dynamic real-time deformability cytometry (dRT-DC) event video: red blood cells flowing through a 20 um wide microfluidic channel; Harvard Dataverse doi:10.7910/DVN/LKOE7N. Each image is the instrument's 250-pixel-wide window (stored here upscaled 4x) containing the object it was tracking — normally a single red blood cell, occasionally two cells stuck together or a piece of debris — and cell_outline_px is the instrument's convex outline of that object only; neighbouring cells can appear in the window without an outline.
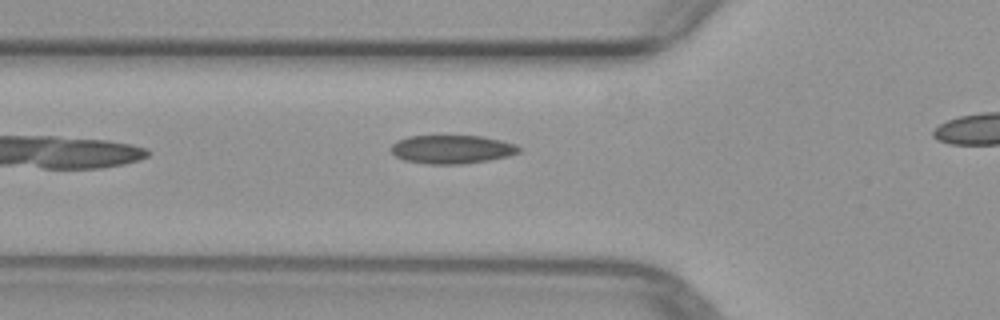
{"species": "common noctule bat (a hibernating species)", "species_latin": "Nyctalus noctula", "temperature_condition": "warm", "stored_images_in_passage": 5, "segment_of_instrument_passage": [1, 2], "camera_frame_rate_fps": 3000, "um_per_image_px": 0.085, "animal": {"sex": "female", "body_mass_g": 29.2, "forearm_length_mm": 56.3}, "frame": {"image": 1, "passage_image": 4, "time_ms": 3.667, "image_size_px": [1000, 320], "cell_outline_px": [[520, 152], [508, 156], [488, 160], [464, 164], [428, 164], [404, 160], [396, 156], [392, 152], [392, 144], [396, 140], [408, 136], [480, 136], [500, 140], [516, 144], [520, 148]], "centroid_in_image_um": [38.41, 12.69], "position_along_channel_um": 87.4, "area_um2": 21.21}}